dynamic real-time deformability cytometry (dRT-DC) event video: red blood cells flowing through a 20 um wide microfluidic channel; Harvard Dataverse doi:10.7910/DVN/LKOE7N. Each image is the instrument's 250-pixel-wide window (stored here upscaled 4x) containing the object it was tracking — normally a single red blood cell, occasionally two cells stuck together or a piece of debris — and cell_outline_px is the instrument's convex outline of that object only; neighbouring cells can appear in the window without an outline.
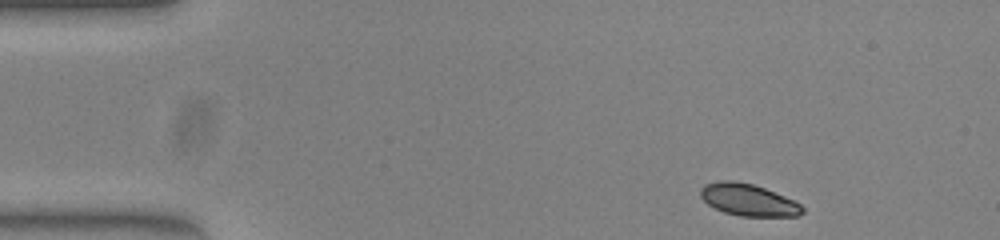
{"species": "common noctule bat (a hibernating species)", "species_latin": "Nyctalus noctula", "temperature_condition": "warm", "stored_images_in_passage": 46, "camera_frame_rate_fps": 3000, "um_per_image_px": 0.085, "animal": {"sex": "female", "body_mass_g": 23.0, "forearm_length_mm": 53.4}, "frame": {"image": 1, "passage_image": 1, "time_ms": 0.0, "image_size_px": [1000, 240], "cell_outline_px": [[804, 212], [796, 216], [740, 216], [724, 212], [708, 204], [700, 196], [700, 188], [704, 184], [720, 180], [732, 180], [752, 184], [764, 188], [784, 196], [800, 204], [804, 208]], "centroid_in_image_um": [63.58, 16.98], "position_along_channel_um": 21.4, "area_um2": 18.84}}
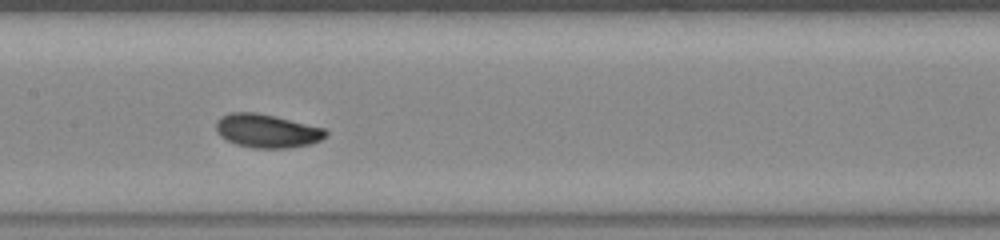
{"frame": {"image": 2, "passage_image": 20, "time_ms": 6.333, "image_size_px": [1000, 240], "cell_outline_px": [[328, 136], [312, 144], [288, 148], [252, 148], [236, 144], [220, 136], [216, 132], [216, 120], [220, 116], [232, 112], [252, 112], [272, 116], [324, 128], [328, 132]], "centroid_in_image_um": [22.68, 11.14], "position_along_channel_um": 184.7, "area_um2": 21.39}}
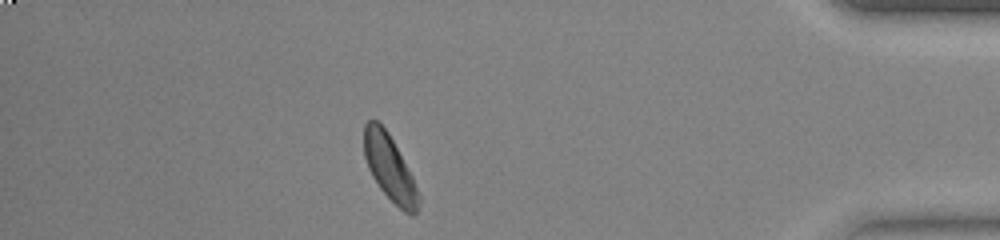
{"frame": {"image": 3, "passage_image": 40, "time_ms": 13.0, "image_size_px": [1000, 240], "cell_outline_px": [[420, 200], [416, 212], [412, 216], [408, 216], [380, 188], [372, 176], [368, 168], [364, 156], [364, 124], [368, 120], [376, 120], [388, 132], [412, 176], [420, 196]], "centroid_in_image_um": [33.11, 14.28], "position_along_channel_um": 402.1, "area_um2": 20.58}, "authors_computed_cell_mechanics": {"area_um2": 20.6924, "velocity_mm_per_s": 3.9313, "shape_relaxation_time_tau1_ms": 3.5528, "shape_relaxation_time_tau2_ms": null, "deformation_change_tau1": 0.1412, "deformation_change_tau2": null}}